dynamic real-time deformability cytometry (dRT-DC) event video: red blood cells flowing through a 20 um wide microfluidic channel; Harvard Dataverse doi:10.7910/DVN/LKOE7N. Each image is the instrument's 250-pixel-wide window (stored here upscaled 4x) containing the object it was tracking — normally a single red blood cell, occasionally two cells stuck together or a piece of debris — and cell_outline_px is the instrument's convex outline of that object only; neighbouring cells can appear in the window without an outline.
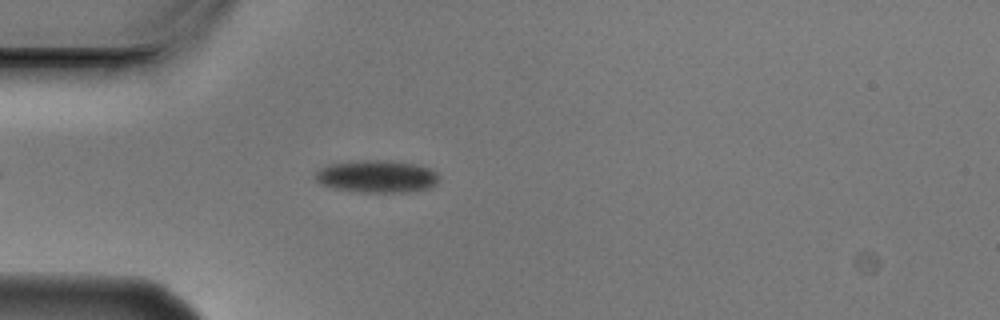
{"species": "Egyptian fruit bat (a non-hibernating species)", "species_latin": "Rousettus aegyptiacus", "temperature_condition": "cold", "stored_images_in_passage": 4, "camera_frame_rate_fps": 3000, "um_per_image_px": 0.085, "animal": {"sex": "male"}, "frame": {"image": 1, "passage_image": 4, "time_ms": 1.0, "image_size_px": [1000, 320], "cell_outline_px": [[440, 180], [436, 184], [428, 188], [408, 192], [360, 192], [332, 188], [320, 184], [312, 176], [320, 168], [328, 164], [364, 160], [380, 160], [416, 164], [428, 168], [436, 172], [440, 176]], "centroid_in_image_um": [32.01, 15.0], "position_along_channel_um": 53.0, "area_um2": 23.47}}